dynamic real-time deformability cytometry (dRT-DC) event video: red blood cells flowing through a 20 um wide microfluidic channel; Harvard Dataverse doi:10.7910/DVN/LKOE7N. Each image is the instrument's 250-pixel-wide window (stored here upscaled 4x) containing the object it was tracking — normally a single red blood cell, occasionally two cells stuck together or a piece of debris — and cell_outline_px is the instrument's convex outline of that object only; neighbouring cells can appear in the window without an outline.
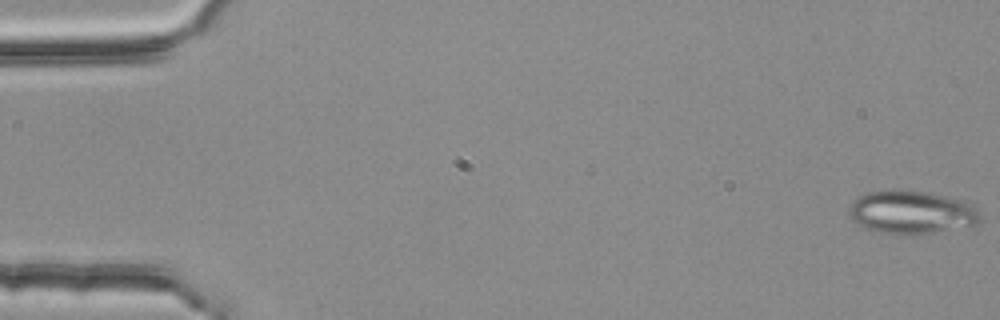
{"species": "common noctule bat (a hibernating species)", "species_latin": "Nyctalus noctula", "temperature_condition": "room temperature", "stored_images_in_passage": 52, "camera_frame_rate_fps": 3000, "um_per_image_px": 0.085, "animal": {"sex": "female", "body_mass_g": 25.1}, "frame": {"image": 1, "passage_image": 1, "time_ms": 0.0, "image_size_px": [1000, 320], "cell_outline_px": [[980, 220], [976, 224], [912, 236], [904, 236], [872, 232], [856, 224], [848, 216], [848, 208], [852, 200], [868, 192], [892, 188], [896, 188], [928, 192], [960, 200], [972, 204], [976, 208], [980, 216]], "centroid_in_image_um": [77.37, 18.05], "position_along_channel_um": 7.6, "area_um2": 33.81}}
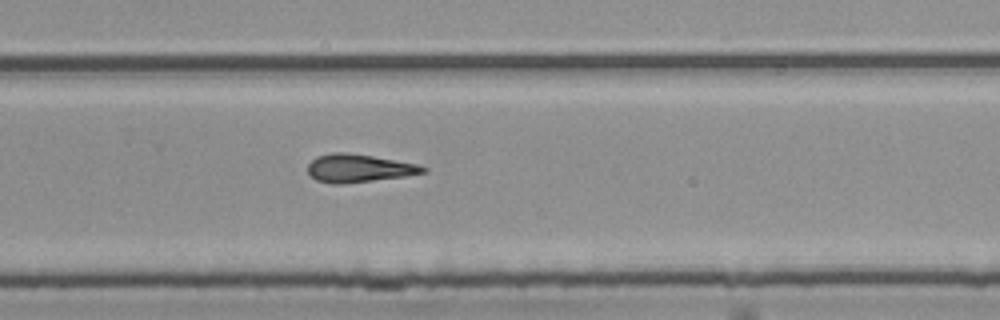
{"frame": {"image": 2, "passage_image": 34, "time_ms": 11.0, "image_size_px": [1000, 320], "cell_outline_px": [[428, 172], [408, 176], [340, 184], [332, 184], [316, 180], [308, 176], [308, 164], [316, 156], [332, 152], [344, 152], [372, 156], [420, 164], [428, 168]], "centroid_in_image_um": [30.51, 14.3], "position_along_channel_um": 299.3, "area_um2": 19.07}}
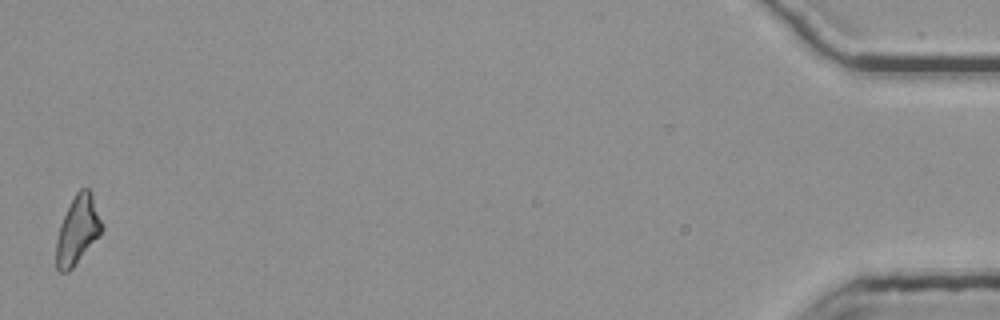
{"frame": {"image": 3, "passage_image": 52, "time_ms": 17.0, "image_size_px": [1000, 320], "cell_outline_px": [[104, 228], [100, 236], [72, 268], [68, 272], [60, 272], [56, 268], [56, 240], [60, 224], [76, 192], [80, 188], [88, 188], [92, 196]], "centroid_in_image_um": [6.59, 19.59], "position_along_channel_um": 428.6, "area_um2": 17.98}, "authors_computed_cell_mechanics": {"area_um2": 19.0451, "velocity_mm_per_s": 3.7911, "shape_relaxation_time_tau1_ms": 3.0184, "shape_relaxation_time_tau2_ms": 4.1614, "deformation_change_tau1": 0.084, "deformation_change_tau2": 0.1775}}